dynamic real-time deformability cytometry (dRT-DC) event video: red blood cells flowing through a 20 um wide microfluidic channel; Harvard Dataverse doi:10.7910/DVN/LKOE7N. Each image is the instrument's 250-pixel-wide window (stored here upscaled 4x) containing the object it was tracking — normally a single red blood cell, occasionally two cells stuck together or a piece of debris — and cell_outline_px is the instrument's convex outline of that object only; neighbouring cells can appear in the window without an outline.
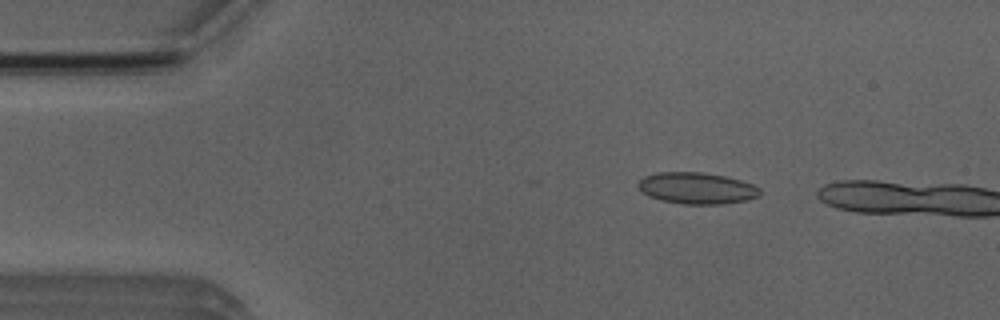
{"species": "Egyptian fruit bat (a non-hibernating species)", "species_latin": "Rousettus aegyptiacus", "temperature_condition": "room temperature", "stored_images_in_passage": 6, "camera_frame_rate_fps": 3000, "um_per_image_px": 0.085, "animal": {"sex": "male"}, "frame": {"image": 1, "passage_image": 2, "time_ms": 1.333, "image_size_px": [1000, 320], "cell_outline_px": [[760, 196], [748, 200], [724, 204], [684, 204], [660, 200], [648, 196], [636, 184], [644, 176], [656, 172], [700, 172], [724, 176], [740, 180], [752, 184], [760, 188]], "centroid_in_image_um": [59.23, 16.0], "position_along_channel_um": 25.8, "area_um2": 22.37}}
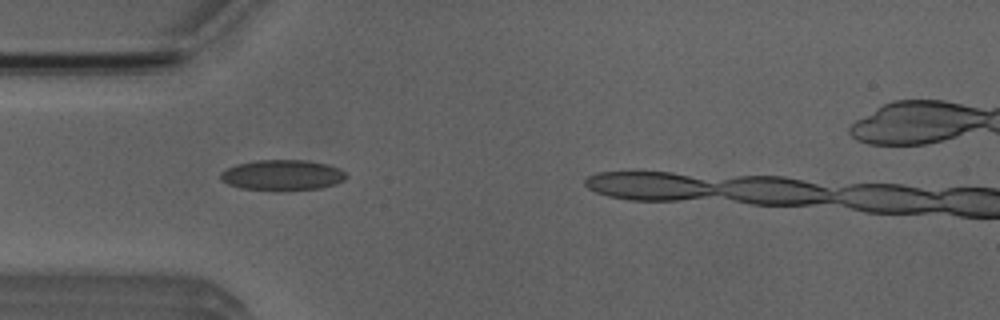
{"frame": {"image": 2, "passage_image": 4, "time_ms": 3.667, "image_size_px": [1000, 320], "cell_outline_px": [[348, 176], [344, 180], [336, 184], [320, 188], [240, 188], [228, 184], [220, 180], [220, 172], [236, 164], [256, 160], [308, 160], [328, 164], [340, 168]], "centroid_in_image_um": [24.01, 14.84], "position_along_channel_um": 61.0, "area_um2": 21.79}}